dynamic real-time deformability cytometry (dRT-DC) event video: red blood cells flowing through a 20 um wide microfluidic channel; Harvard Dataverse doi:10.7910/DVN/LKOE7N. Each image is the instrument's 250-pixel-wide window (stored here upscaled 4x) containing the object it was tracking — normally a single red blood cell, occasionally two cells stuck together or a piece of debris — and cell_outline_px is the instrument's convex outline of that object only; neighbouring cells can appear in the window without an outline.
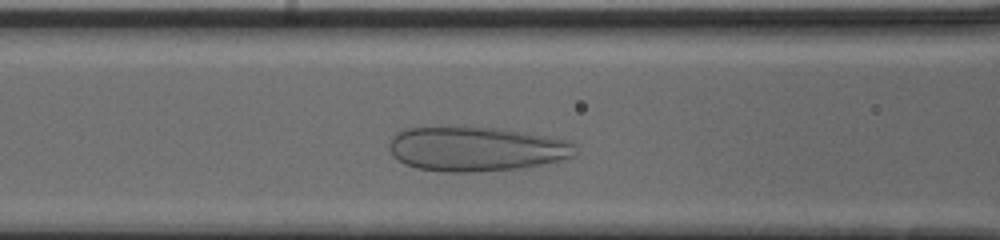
{"species": "human", "species_latin": "Homo sapiens", "temperature_condition": "cold", "stored_images_in_passage": 31, "camera_frame_rate_fps": 3000, "um_per_image_px": 0.085, "donor": {"sex": "male"}, "frame": {"image": 1, "passage_image": 9, "time_ms": 2.667, "image_size_px": [1000, 240], "cell_outline_px": [[572, 156], [560, 160], [520, 168], [472, 172], [444, 172], [416, 168], [404, 164], [392, 152], [388, 144], [396, 132], [404, 128], [500, 128], [552, 136], [568, 140], [572, 144]], "centroid_in_image_um": [40.45, 12.66], "position_along_channel_um": 126.2, "area_um2": 47.69}}
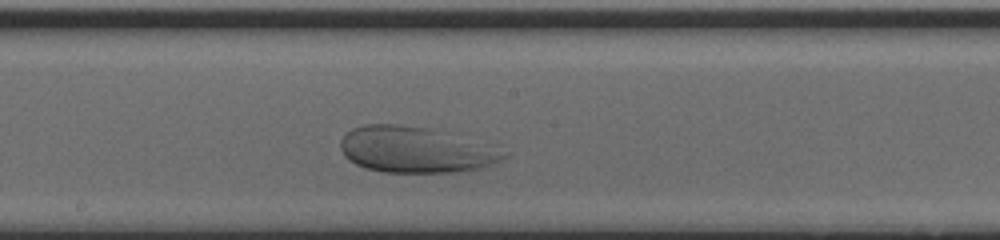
{"frame": {"image": 2, "passage_image": 16, "time_ms": 5.0, "image_size_px": [1000, 240], "cell_outline_px": [[508, 156], [492, 164], [480, 168], [456, 172], [384, 172], [364, 168], [348, 160], [344, 156], [340, 148], [340, 140], [352, 128], [364, 124], [396, 124], [432, 128], [500, 144]], "centroid_in_image_um": [35.42, 12.7], "position_along_channel_um": 212.8, "area_um2": 44.85}}
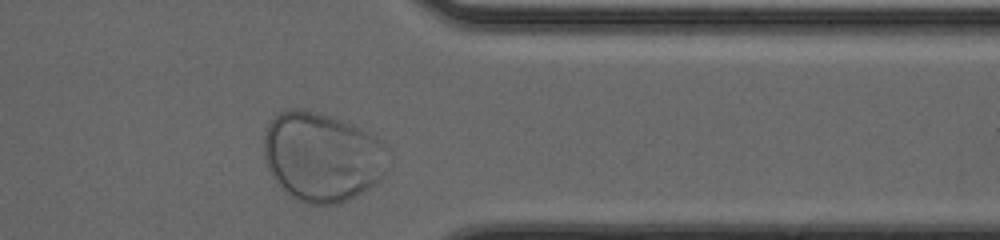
{"frame": {"image": 3, "passage_image": 30, "time_ms": 9.667, "image_size_px": [1000, 240], "cell_outline_px": [[388, 168], [380, 180], [356, 196], [348, 200], [336, 204], [308, 204], [292, 196], [276, 184], [264, 160], [264, 136], [268, 124], [280, 112], [292, 108], [300, 108], [316, 112], [352, 124], [372, 136], [384, 144], [388, 148]], "centroid_in_image_um": [27.37, 13.34], "position_along_channel_um": 384.0, "area_um2": 64.56}}